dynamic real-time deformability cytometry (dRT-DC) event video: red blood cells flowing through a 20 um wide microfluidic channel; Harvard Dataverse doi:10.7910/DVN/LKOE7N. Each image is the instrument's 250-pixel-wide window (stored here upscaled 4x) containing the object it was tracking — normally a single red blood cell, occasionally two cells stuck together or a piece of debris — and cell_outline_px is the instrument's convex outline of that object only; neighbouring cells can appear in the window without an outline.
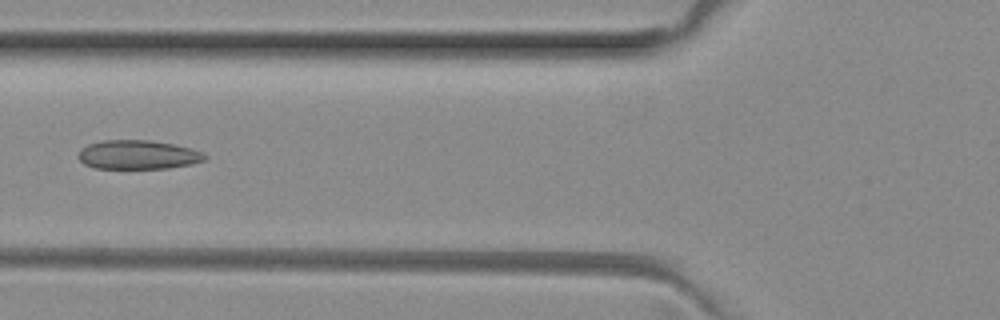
{"species": "common noctule bat (a hibernating species)", "species_latin": "Nyctalus noctula", "temperature_condition": "room temperature", "stored_images_in_passage": 5, "camera_frame_rate_fps": 3000, "um_per_image_px": 0.085, "animal": {"sex": "female", "body_mass_g": 29.2, "forearm_length_mm": 56.3}, "frame": {"image": 1, "passage_image": 4, "time_ms": 1.0, "image_size_px": [1000, 320], "cell_outline_px": [[208, 156], [204, 160], [192, 164], [168, 168], [96, 168], [84, 164], [76, 156], [80, 148], [88, 144], [104, 140], [148, 140], [172, 144], [192, 148], [204, 152]], "centroid_in_image_um": [11.72, 13.15], "position_along_channel_um": 114.1, "area_um2": 21.5}}
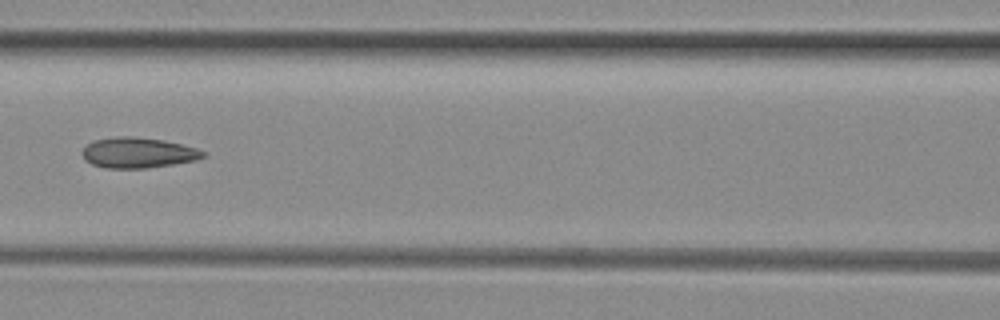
{"frame": {"image": 2, "passage_image": 5, "time_ms": 1.333, "image_size_px": [1000, 320], "cell_outline_px": [[208, 156], [196, 160], [172, 164], [144, 168], [104, 168], [92, 164], [84, 160], [80, 152], [92, 140], [116, 136], [132, 136], [164, 140], [196, 148], [208, 152]], "centroid_in_image_um": [11.72, 12.98], "position_along_channel_um": 154.9, "area_um2": 21.68}}